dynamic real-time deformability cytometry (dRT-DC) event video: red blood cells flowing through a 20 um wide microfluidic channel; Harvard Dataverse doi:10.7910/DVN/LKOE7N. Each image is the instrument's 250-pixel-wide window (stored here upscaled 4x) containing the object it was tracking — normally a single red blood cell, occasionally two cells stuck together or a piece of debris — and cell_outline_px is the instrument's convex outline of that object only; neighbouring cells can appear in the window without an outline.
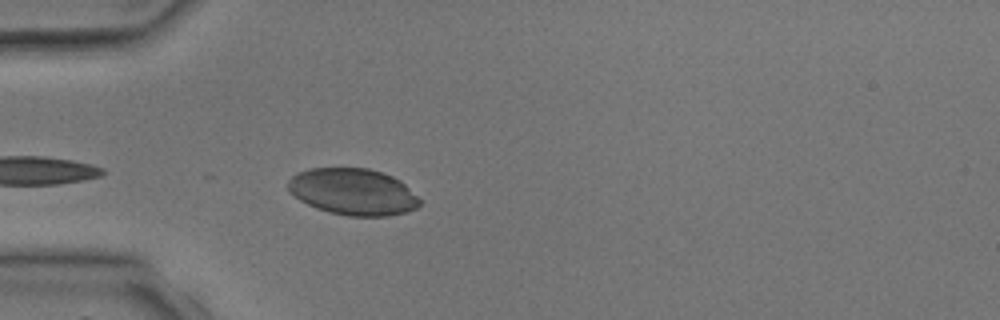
{"species": "common noctule bat (a hibernating species)", "species_latin": "Nyctalus noctula", "temperature_condition": "room temperature", "stored_images_in_passage": 3, "camera_frame_rate_fps": 3000, "um_per_image_px": 0.085, "animal": {"sex": "male", "body_mass_g": 17.9, "forearm_length_mm": 54.2}, "frame": {"image": 1, "passage_image": 3, "time_ms": 2.667, "image_size_px": [1000, 320], "cell_outline_px": [[420, 204], [416, 208], [408, 212], [388, 216], [348, 216], [328, 212], [316, 208], [300, 200], [288, 192], [288, 180], [296, 172], [308, 168], [368, 168], [392, 176], [400, 180], [420, 200]], "centroid_in_image_um": [29.97, 16.3], "position_along_channel_um": 55.0, "area_um2": 35.84}}